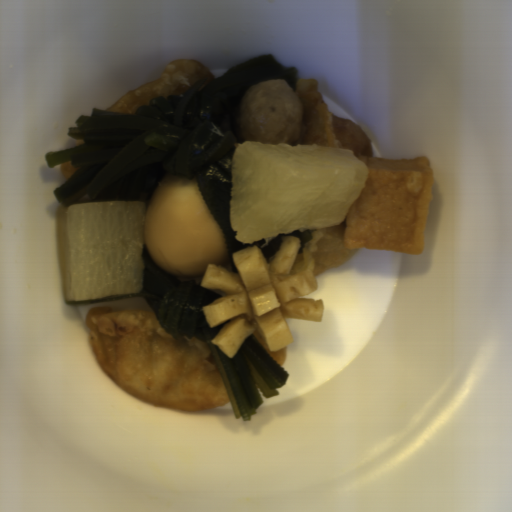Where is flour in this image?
I'll return each instance as SVG.
<instances>
[{
	"instance_id": "flour-1",
	"label": "flour",
	"mask_w": 512,
	"mask_h": 512,
	"mask_svg": "<svg viewBox=\"0 0 512 512\" xmlns=\"http://www.w3.org/2000/svg\"><path fill=\"white\" fill-rule=\"evenodd\" d=\"M85 327L98 363L138 400L180 413L231 402L208 344L175 338L153 310L91 308Z\"/></svg>"
},
{
	"instance_id": "flour-2",
	"label": "flour",
	"mask_w": 512,
	"mask_h": 512,
	"mask_svg": "<svg viewBox=\"0 0 512 512\" xmlns=\"http://www.w3.org/2000/svg\"><path fill=\"white\" fill-rule=\"evenodd\" d=\"M295 92L304 115L300 136L290 145H324L354 151L357 158L374 157L370 136L350 118H340L329 109L316 79H297Z\"/></svg>"
},
{
	"instance_id": "flour-3",
	"label": "flour",
	"mask_w": 512,
	"mask_h": 512,
	"mask_svg": "<svg viewBox=\"0 0 512 512\" xmlns=\"http://www.w3.org/2000/svg\"><path fill=\"white\" fill-rule=\"evenodd\" d=\"M203 78L208 79L199 91L209 81L216 79L210 68L199 61L174 59L166 64L160 77L132 89L105 110L135 115L141 106L149 105L152 98H166L171 95L182 97L190 87Z\"/></svg>"
},
{
	"instance_id": "flour-4",
	"label": "flour",
	"mask_w": 512,
	"mask_h": 512,
	"mask_svg": "<svg viewBox=\"0 0 512 512\" xmlns=\"http://www.w3.org/2000/svg\"><path fill=\"white\" fill-rule=\"evenodd\" d=\"M311 239L304 243L289 274L310 271L314 278L343 264L356 255L361 247L346 248V216L337 227L310 230Z\"/></svg>"
},
{
	"instance_id": "flour-5",
	"label": "flour",
	"mask_w": 512,
	"mask_h": 512,
	"mask_svg": "<svg viewBox=\"0 0 512 512\" xmlns=\"http://www.w3.org/2000/svg\"><path fill=\"white\" fill-rule=\"evenodd\" d=\"M252 334L255 335V337L258 339V341L261 343V345L264 347V349L267 351L270 357L282 367L286 357V346L278 351H270L268 345L265 343V341L260 336L257 330L253 331Z\"/></svg>"
},
{
	"instance_id": "flour-6",
	"label": "flour",
	"mask_w": 512,
	"mask_h": 512,
	"mask_svg": "<svg viewBox=\"0 0 512 512\" xmlns=\"http://www.w3.org/2000/svg\"><path fill=\"white\" fill-rule=\"evenodd\" d=\"M80 167H74L71 165V160L67 162L60 163V171L61 175L67 181L72 175H74Z\"/></svg>"
},
{
	"instance_id": "flour-7",
	"label": "flour",
	"mask_w": 512,
	"mask_h": 512,
	"mask_svg": "<svg viewBox=\"0 0 512 512\" xmlns=\"http://www.w3.org/2000/svg\"><path fill=\"white\" fill-rule=\"evenodd\" d=\"M75 144H76V148H77V147H79V146H82V145H83V144H85V143H84V141H83V140H76V139H75Z\"/></svg>"
}]
</instances>
